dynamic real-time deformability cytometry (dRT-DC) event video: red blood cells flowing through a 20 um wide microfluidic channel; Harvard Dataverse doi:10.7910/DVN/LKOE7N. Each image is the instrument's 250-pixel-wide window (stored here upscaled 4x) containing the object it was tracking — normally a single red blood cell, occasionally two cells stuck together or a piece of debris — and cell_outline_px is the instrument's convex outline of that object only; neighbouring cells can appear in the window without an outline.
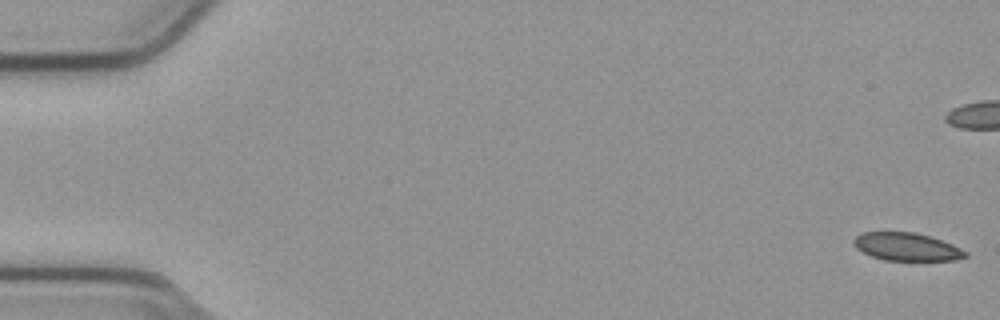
{"species": "common noctule bat (a hibernating species)", "species_latin": "Nyctalus noctula", "temperature_condition": "cold", "stored_images_in_passage": 7, "camera_frame_rate_fps": 3000, "um_per_image_px": 0.085, "animal": {"sex": "male", "body_mass_g": 23.1, "forearm_length_mm": 52.7}, "frame": {"image": 1, "passage_image": 1, "time_ms": 0.0, "image_size_px": [1000, 320], "cell_outline_px": [[968, 256], [956, 260], [884, 260], [872, 256], [856, 248], [852, 240], [856, 236], [864, 232], [912, 232], [928, 236], [952, 244], [968, 252]], "centroid_in_image_um": [77.07, 20.98], "position_along_channel_um": 7.9, "area_um2": 17.98}}